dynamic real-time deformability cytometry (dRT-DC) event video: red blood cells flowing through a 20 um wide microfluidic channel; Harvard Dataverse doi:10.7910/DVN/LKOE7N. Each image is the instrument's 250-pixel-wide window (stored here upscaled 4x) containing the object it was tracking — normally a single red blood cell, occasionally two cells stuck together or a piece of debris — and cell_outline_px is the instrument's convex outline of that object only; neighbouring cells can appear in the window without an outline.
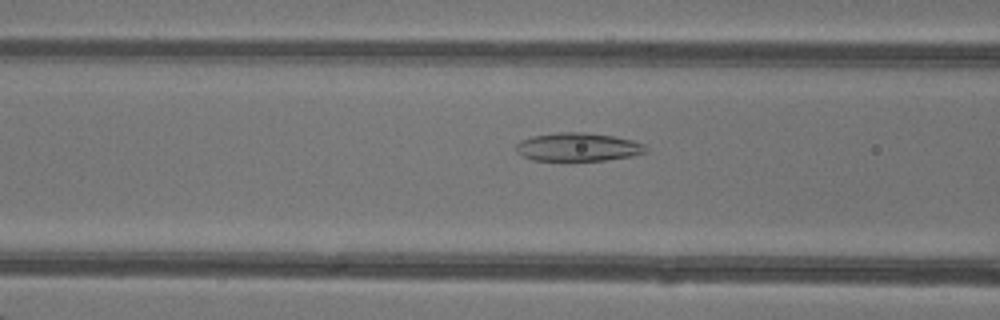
{"species": "common noctule bat (a hibernating species)", "species_latin": "Nyctalus noctula", "temperature_condition": "warm", "stored_images_in_passage": 29, "camera_frame_rate_fps": 3000, "um_per_image_px": 0.085, "animal": {"sex": "female"}, "frame": {"image": 1, "passage_image": 9, "time_ms": 2.667, "image_size_px": [1000, 320], "cell_outline_px": [[648, 152], [632, 156], [604, 160], [532, 160], [516, 152], [516, 144], [520, 140], [532, 136], [556, 132], [580, 132], [612, 136], [632, 140], [644, 144], [648, 148]], "centroid_in_image_um": [49.13, 12.49], "position_along_channel_um": 117.5, "area_um2": 21.39}}
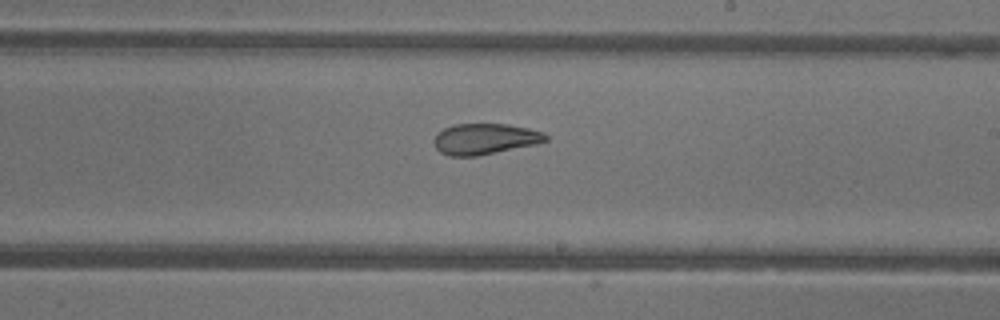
{"frame": {"image": 2, "passage_image": 18, "time_ms": 5.667, "image_size_px": [1000, 320], "cell_outline_px": [[548, 140], [536, 144], [476, 156], [448, 156], [440, 152], [436, 148], [432, 140], [436, 132], [444, 128], [456, 124], [508, 124], [528, 128], [544, 132], [548, 136]], "centroid_in_image_um": [41.19, 11.8], "position_along_channel_um": 247.8, "area_um2": 20.23}}
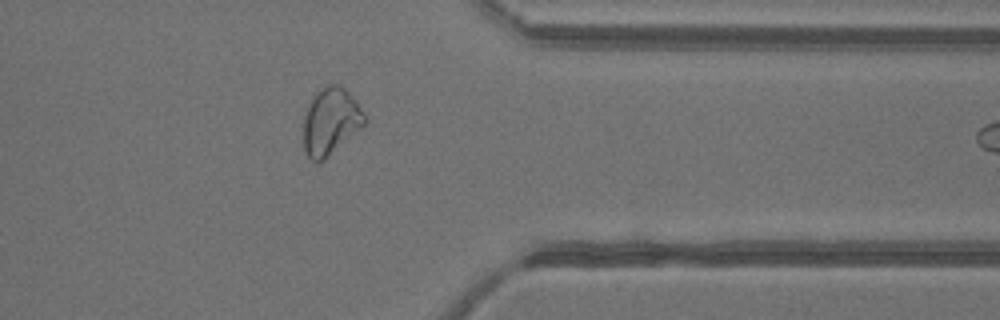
{"frame": {"image": 3, "passage_image": 28, "time_ms": 9.0, "image_size_px": [1000, 320], "cell_outline_px": [[368, 120], [360, 128], [324, 160], [316, 164], [304, 152], [304, 112], [316, 88], [324, 84], [340, 84], [356, 100], [364, 112]], "centroid_in_image_um": [28.08, 10.27], "position_along_channel_um": 383.3, "area_um2": 24.22}}